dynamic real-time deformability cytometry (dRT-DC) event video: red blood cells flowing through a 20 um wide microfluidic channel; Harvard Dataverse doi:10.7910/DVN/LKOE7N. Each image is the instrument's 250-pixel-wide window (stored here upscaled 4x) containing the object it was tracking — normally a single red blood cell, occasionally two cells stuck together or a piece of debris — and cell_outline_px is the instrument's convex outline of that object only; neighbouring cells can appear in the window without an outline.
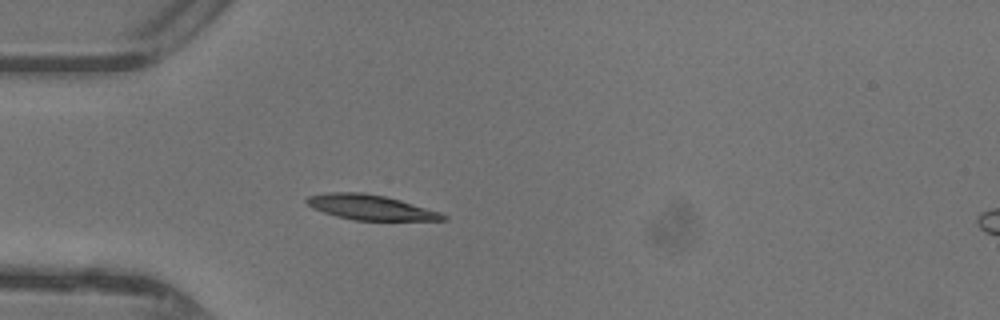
{"species": "common noctule bat (a hibernating species)", "species_latin": "Nyctalus noctula", "temperature_condition": "warm", "stored_images_in_passage": 46, "camera_frame_rate_fps": 3000, "um_per_image_px": 0.085, "animal": {"sex": "female"}, "frame": {"image": 1, "passage_image": 13, "time_ms": 4.0, "image_size_px": [1000, 320], "cell_outline_px": [[448, 220], [352, 220], [336, 216], [312, 208], [304, 200], [308, 196], [328, 192], [364, 192], [384, 196], [400, 200], [440, 212], [448, 216]], "centroid_in_image_um": [31.48, 17.62], "position_along_channel_um": 53.5, "area_um2": 19.83}}
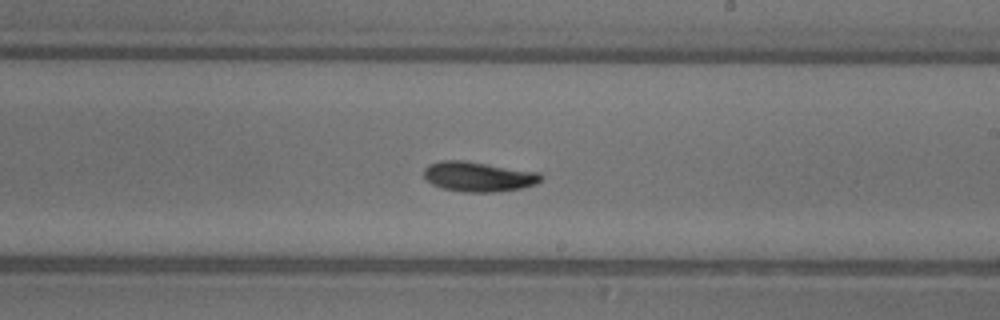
{"frame": {"image": 2, "passage_image": 27, "time_ms": 8.667, "image_size_px": [1000, 320], "cell_outline_px": [[544, 176], [536, 184], [520, 188], [496, 192], [460, 192], [444, 188], [432, 184], [424, 176], [424, 168], [428, 164], [440, 160], [464, 160], [540, 172]], "centroid_in_image_um": [40.67, 15.0], "position_along_channel_um": 248.3, "area_um2": 20.52}}
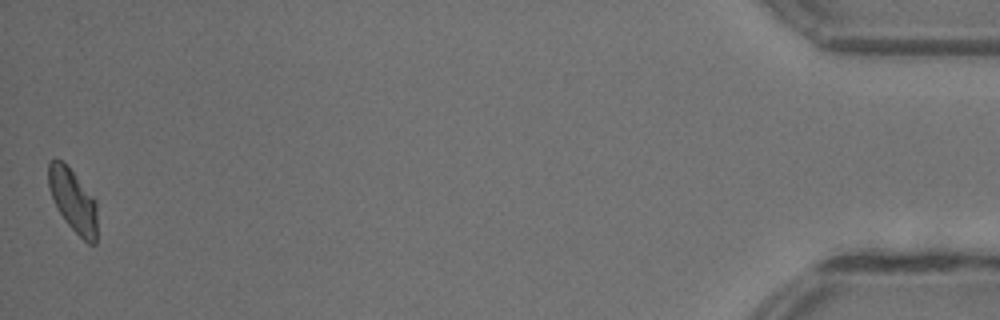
{"frame": {"image": 3, "passage_image": 46, "time_ms": 15.0, "image_size_px": [1000, 320], "cell_outline_px": [[96, 244], [88, 244], [64, 220], [48, 188], [48, 164], [52, 160], [60, 160], [72, 172], [96, 200]], "centroid_in_image_um": [6.21, 17.07], "position_along_channel_um": 429.0, "area_um2": 17.34}, "authors_computed_cell_mechanics": {"area_um2": 19.2185, "velocity_mm_per_s": 4.3845, "shape_relaxation_time_tau1_ms": 3.5722, "shape_relaxation_time_tau2_ms": 6.8579, "deformation_change_tau1": 0.1307, "deformation_change_tau2": 0.1282}}